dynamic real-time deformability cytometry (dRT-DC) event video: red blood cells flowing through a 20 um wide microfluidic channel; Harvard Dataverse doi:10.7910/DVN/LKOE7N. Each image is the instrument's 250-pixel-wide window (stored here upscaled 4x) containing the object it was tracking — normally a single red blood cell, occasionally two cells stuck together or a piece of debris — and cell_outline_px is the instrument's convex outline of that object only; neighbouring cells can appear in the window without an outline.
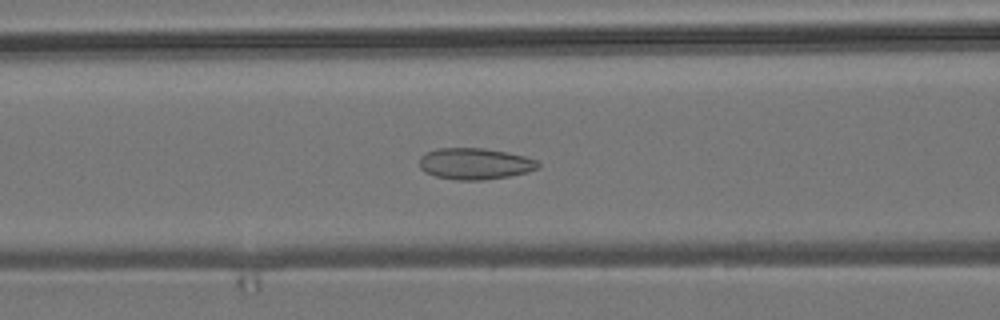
{"species": "common noctule bat (a hibernating species)", "species_latin": "Nyctalus noctula", "temperature_condition": "room temperature", "stored_images_in_passage": 54, "camera_frame_rate_fps": 3000, "um_per_image_px": 0.085, "animal": {"sex": "male", "body_mass_g": 19.2, "forearm_length_mm": 51.8}, "frame": {"image": 1, "passage_image": 22, "time_ms": 7.0, "image_size_px": [1000, 320], "cell_outline_px": [[540, 168], [528, 172], [508, 176], [484, 180], [456, 180], [436, 176], [424, 172], [420, 168], [420, 156], [436, 148], [484, 148], [508, 152], [524, 156], [536, 160], [540, 164]], "centroid_in_image_um": [40.38, 13.91], "position_along_channel_um": 126.2, "area_um2": 21.79}}
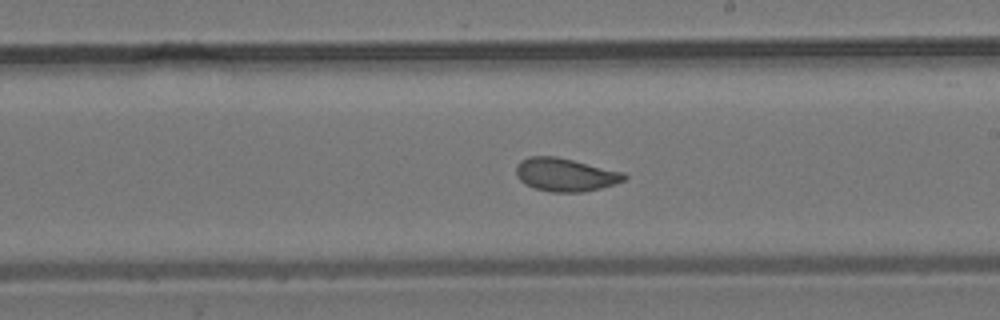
{"frame": {"image": 2, "passage_image": 31, "time_ms": 10.0, "image_size_px": [1000, 320], "cell_outline_px": [[628, 176], [624, 180], [600, 188], [584, 192], [552, 192], [536, 188], [524, 184], [516, 176], [516, 164], [520, 160], [528, 156], [556, 156], [624, 172]], "centroid_in_image_um": [48.02, 14.84], "position_along_channel_um": 241.0, "area_um2": 20.92}}
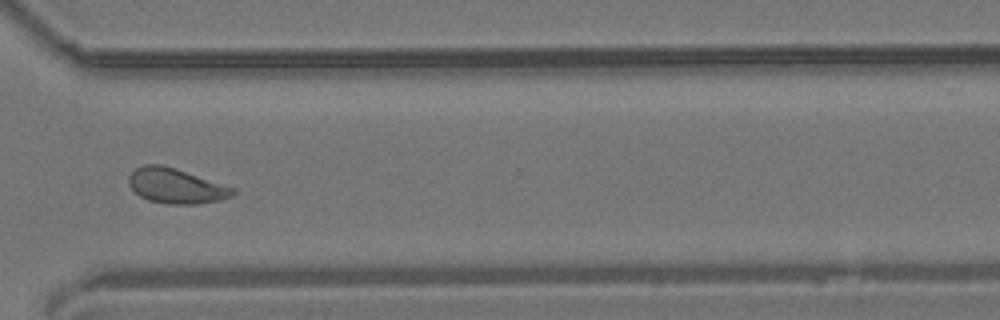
{"frame": {"image": 3, "passage_image": 40, "time_ms": 13.0, "image_size_px": [1000, 320], "cell_outline_px": [[236, 192], [232, 196], [220, 200], [196, 204], [168, 204], [148, 200], [140, 196], [128, 184], [128, 176], [136, 168], [144, 164], [160, 164], [176, 168], [236, 188]], "centroid_in_image_um": [14.97, 15.8], "position_along_channel_um": 355.6, "area_um2": 21.33}, "authors_computed_cell_mechanics": {"area_um2": 21.2704, "velocity_mm_per_s": 3.8228, "shape_relaxation_time_tau1_ms": 10.9965, "shape_relaxation_time_tau2_ms": 1.209, "deformation_change_tau1": 0.1507, "deformation_change_tau2": 0.067}}